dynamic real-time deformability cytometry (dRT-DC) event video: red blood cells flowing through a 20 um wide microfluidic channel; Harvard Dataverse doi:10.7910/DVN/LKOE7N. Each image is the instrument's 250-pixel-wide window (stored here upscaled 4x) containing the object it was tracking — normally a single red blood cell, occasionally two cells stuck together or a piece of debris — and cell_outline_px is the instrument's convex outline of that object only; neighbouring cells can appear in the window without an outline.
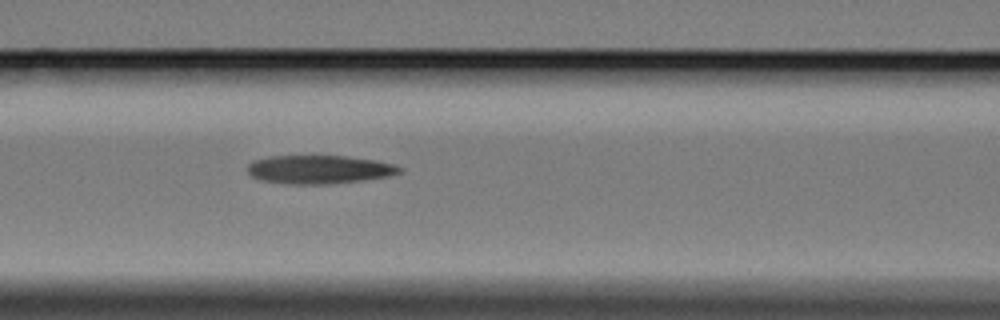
{"species": "Egyptian fruit bat (a non-hibernating species)", "species_latin": "Rousettus aegyptiacus", "temperature_condition": "cold", "stored_images_in_passage": 7, "camera_frame_rate_fps": 3000, "um_per_image_px": 0.085, "animal": {"sex": "female"}, "frame": {"image": 1, "passage_image": 7, "time_ms": 7.0, "image_size_px": [1000, 320], "cell_outline_px": [[404, 168], [400, 172], [388, 176], [364, 180], [328, 184], [288, 184], [260, 180], [252, 176], [248, 172], [248, 164], [252, 160], [268, 156], [344, 156], [376, 160], [396, 164]], "centroid_in_image_um": [27.13, 14.4], "position_along_channel_um": 139.5, "area_um2": 25.37}}